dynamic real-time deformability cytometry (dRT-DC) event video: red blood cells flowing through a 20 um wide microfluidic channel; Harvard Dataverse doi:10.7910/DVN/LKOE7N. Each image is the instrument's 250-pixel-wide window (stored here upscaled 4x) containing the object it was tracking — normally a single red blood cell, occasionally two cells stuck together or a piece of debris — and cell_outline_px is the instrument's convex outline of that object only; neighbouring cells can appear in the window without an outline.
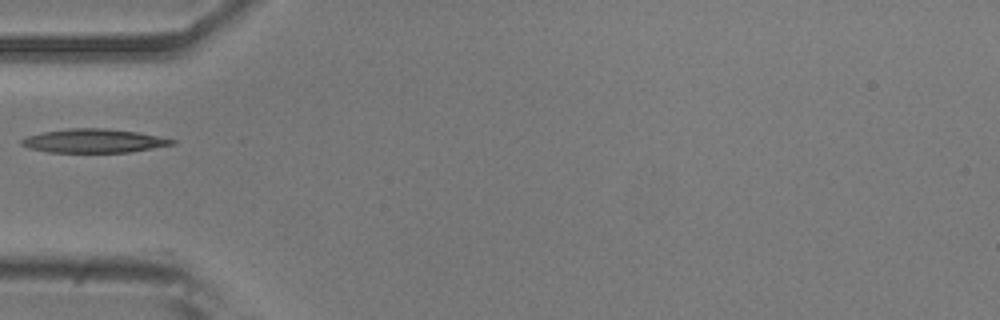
{"species": "common noctule bat (a hibernating species)", "species_latin": "Nyctalus noctula", "temperature_condition": "room temperature", "stored_images_in_passage": 37, "camera_frame_rate_fps": 3000, "um_per_image_px": 0.085, "animal": {"sex": "male", "body_mass_g": 20.5, "forearm_length_mm": 52.5}, "frame": {"image": 1, "passage_image": 1, "time_ms": 0.0, "image_size_px": [1000, 320], "cell_outline_px": [[176, 144], [128, 152], [48, 152], [28, 148], [20, 144], [20, 140], [28, 136], [44, 132], [68, 128], [108, 128], [136, 132], [176, 140]], "centroid_in_image_um": [7.95, 11.97], "position_along_channel_um": 77.1, "area_um2": 20.69}}
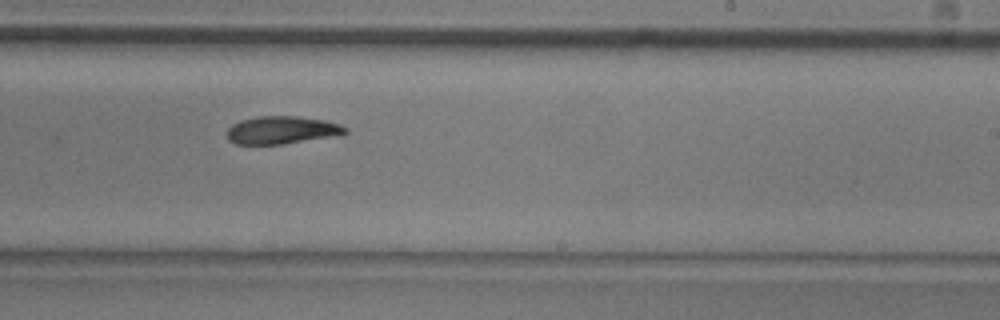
{"frame": {"image": 2, "passage_image": 16, "time_ms": 5.0, "image_size_px": [1000, 320], "cell_outline_px": [[348, 132], [344, 136], [280, 144], [236, 144], [228, 140], [228, 128], [232, 124], [240, 120], [260, 116], [296, 116], [324, 120], [348, 128]], "centroid_in_image_um": [24.01, 11.07], "position_along_channel_um": 265.0, "area_um2": 19.31}}
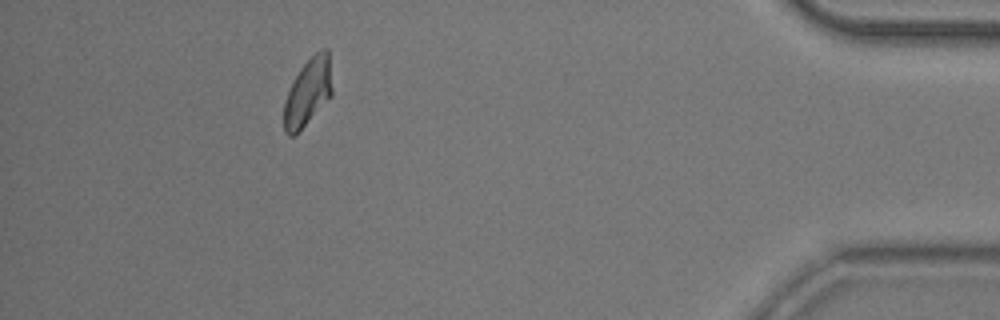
{"frame": {"image": 3, "passage_image": 32, "time_ms": 10.333, "image_size_px": [1000, 320], "cell_outline_px": [[332, 96], [300, 132], [296, 136], [288, 136], [284, 132], [284, 104], [288, 92], [300, 68], [320, 48], [328, 48], [332, 88]], "centroid_in_image_um": [26.18, 7.88], "position_along_channel_um": 409.0, "area_um2": 19.07}}